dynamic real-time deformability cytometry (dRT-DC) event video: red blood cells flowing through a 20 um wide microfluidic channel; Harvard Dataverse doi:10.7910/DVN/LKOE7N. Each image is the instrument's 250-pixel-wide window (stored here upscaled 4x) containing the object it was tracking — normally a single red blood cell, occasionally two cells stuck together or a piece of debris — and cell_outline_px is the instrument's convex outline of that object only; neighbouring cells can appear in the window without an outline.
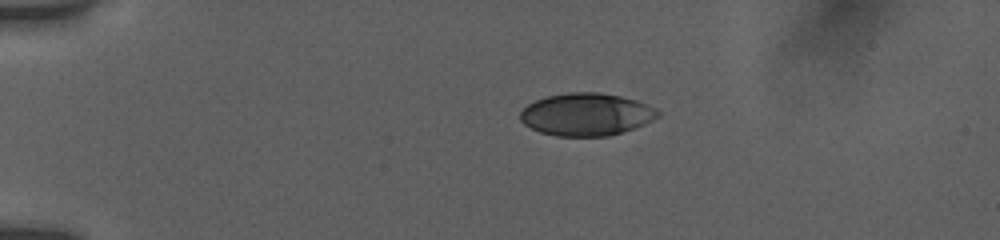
{"species": "human", "species_latin": "Homo sapiens", "temperature_condition": "room temperature", "stored_images_in_passage": 30, "camera_frame_rate_fps": 3000, "um_per_image_px": 0.085, "donor": {"sex": "female"}, "frame": {"image": 1, "passage_image": 1, "time_ms": 0.0, "image_size_px": [1000, 240], "cell_outline_px": [[660, 116], [644, 124], [608, 136], [556, 136], [540, 132], [524, 124], [520, 120], [520, 112], [528, 104], [536, 100], [548, 96], [568, 92], [600, 92], [620, 96], [636, 100], [656, 108], [660, 112]], "centroid_in_image_um": [49.83, 9.72], "position_along_channel_um": 35.2, "area_um2": 33.99}}
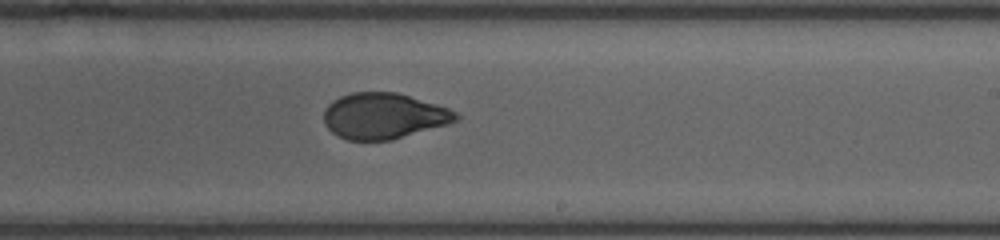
{"frame": {"image": 2, "passage_image": 16, "time_ms": 7.333, "image_size_px": [1000, 240], "cell_outline_px": [[460, 120], [448, 124], [392, 140], [348, 140], [332, 132], [324, 124], [324, 108], [332, 100], [340, 96], [352, 92], [396, 92], [436, 104], [448, 108], [456, 112], [460, 116]], "centroid_in_image_um": [32.61, 9.85], "position_along_channel_um": 256.4, "area_um2": 35.37}}
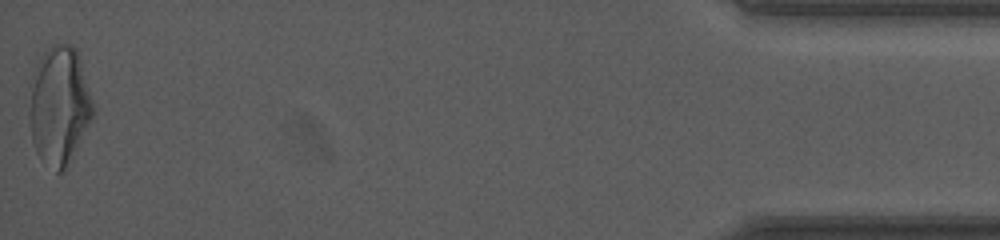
{"frame": {"image": 3, "passage_image": 30, "time_ms": 14.0, "image_size_px": [1000, 240], "cell_outline_px": [[96, 112], [72, 156], [64, 168], [60, 172], [56, 172], [40, 160], [36, 152], [32, 140], [28, 116], [28, 84], [32, 72], [40, 56], [52, 44], [72, 44], [76, 48], [80, 60]], "centroid_in_image_um": [4.99, 8.95], "position_along_channel_um": 430.2, "area_um2": 44.62}, "authors_computed_cell_mechanics": {"area_um2": 36.3562, "velocity_mm_per_s": 3.8596, "shape_relaxation_time_tau1_ms": 6.7159, "shape_relaxation_time_tau2_ms": 0.9181, "deformation_change_tau1": 0.1912, "deformation_change_tau2": 0.0497}}